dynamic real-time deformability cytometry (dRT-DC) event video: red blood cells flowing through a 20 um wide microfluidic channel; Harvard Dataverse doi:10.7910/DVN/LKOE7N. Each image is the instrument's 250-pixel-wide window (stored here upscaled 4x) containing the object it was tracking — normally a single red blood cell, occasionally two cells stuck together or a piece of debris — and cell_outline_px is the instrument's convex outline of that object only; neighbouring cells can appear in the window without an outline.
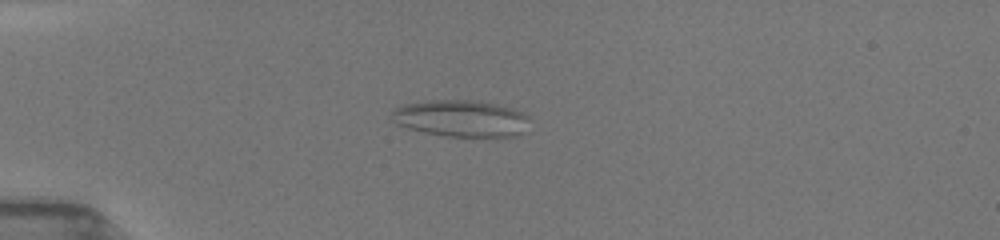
{"species": "common noctule bat (a hibernating species)", "species_latin": "Nyctalus noctula", "temperature_condition": "room temperature", "stored_images_in_passage": 15, "camera_frame_rate_fps": 3000, "um_per_image_px": 0.085, "animal": {"sex": "female", "body_mass_g": 19.5, "forearm_length_mm": 54.1}, "frame": {"image": 1, "passage_image": 8, "time_ms": 1.333, "image_size_px": [1000, 240], "cell_outline_px": [[520, 116], [516, 132], [508, 136], [496, 140], [448, 136], [428, 132], [412, 128], [400, 124], [392, 112], [396, 108], [408, 104], [436, 100], [468, 100], [488, 104], [504, 108], [516, 112]], "centroid_in_image_um": [39.03, 10.11], "position_along_channel_um": 46.0, "area_um2": 27.34}}